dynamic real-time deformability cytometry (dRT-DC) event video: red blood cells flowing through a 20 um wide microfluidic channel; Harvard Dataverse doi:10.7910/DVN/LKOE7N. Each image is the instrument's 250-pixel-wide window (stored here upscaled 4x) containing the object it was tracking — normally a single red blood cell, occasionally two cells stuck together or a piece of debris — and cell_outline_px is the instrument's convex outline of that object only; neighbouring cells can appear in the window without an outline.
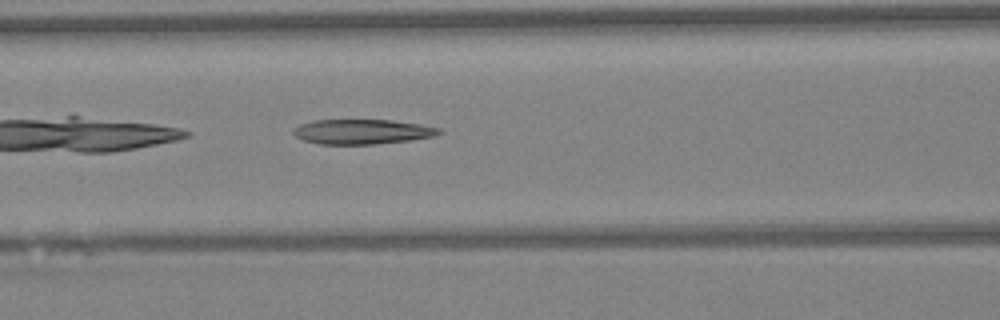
{"species": "Egyptian fruit bat (a non-hibernating species)", "species_latin": "Rousettus aegyptiacus", "temperature_condition": "warm", "stored_images_in_passage": 27, "camera_frame_rate_fps": 3000, "um_per_image_px": 0.085, "animal": {"sex": "female"}, "frame": {"image": 1, "passage_image": 6, "time_ms": 1.667, "image_size_px": [1000, 320], "cell_outline_px": [[444, 132], [432, 136], [412, 140], [376, 144], [320, 144], [304, 140], [296, 136], [292, 132], [292, 128], [300, 124], [312, 120], [392, 120], [420, 124], [440, 128]], "centroid_in_image_um": [30.78, 11.19], "position_along_channel_um": 135.8, "area_um2": 21.15}}
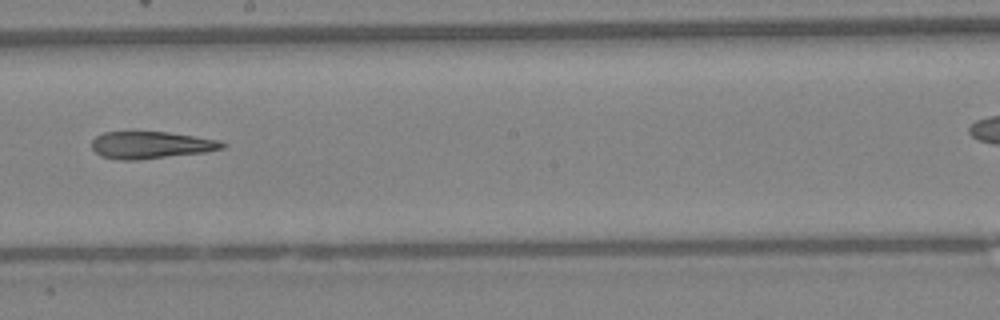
{"frame": {"image": 2, "passage_image": 13, "time_ms": 4.0, "image_size_px": [1000, 320], "cell_outline_px": [[228, 144], [224, 148], [204, 152], [136, 160], [120, 160], [100, 156], [92, 148], [92, 140], [96, 136], [104, 132], [168, 132], [220, 140]], "centroid_in_image_um": [12.84, 12.32], "position_along_channel_um": 235.4, "area_um2": 20.58}}
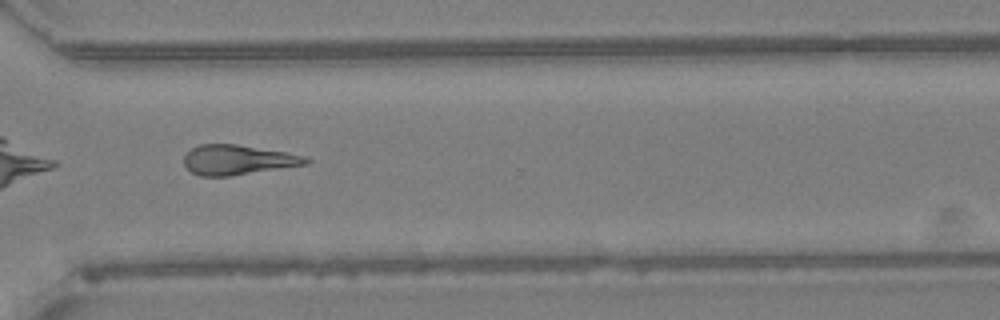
{"frame": {"image": 3, "passage_image": 21, "time_ms": 6.667, "image_size_px": [1000, 320], "cell_outline_px": [[312, 160], [308, 164], [232, 176], [200, 176], [192, 172], [184, 164], [184, 156], [192, 148], [200, 144], [236, 144], [284, 152], [304, 156]], "centroid_in_image_um": [20.21, 13.59], "position_along_channel_um": 350.4, "area_um2": 21.1}}